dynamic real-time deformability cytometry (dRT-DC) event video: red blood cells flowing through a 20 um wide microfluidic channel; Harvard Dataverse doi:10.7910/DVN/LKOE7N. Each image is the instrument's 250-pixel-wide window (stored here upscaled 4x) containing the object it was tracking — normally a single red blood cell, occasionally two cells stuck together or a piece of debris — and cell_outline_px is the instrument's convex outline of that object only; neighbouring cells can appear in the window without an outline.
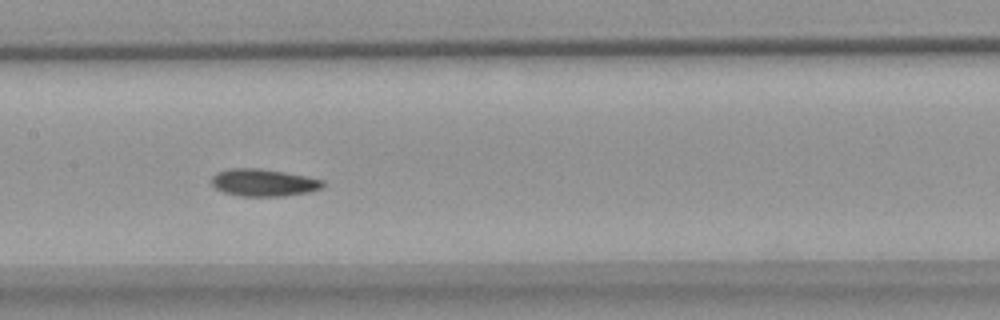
{"species": "common noctule bat (a hibernating species)", "species_latin": "Nyctalus noctula", "temperature_condition": "warm", "stored_images_in_passage": 20, "camera_frame_rate_fps": 3000, "um_per_image_px": 0.085, "animal": {"sex": "female", "body_mass_g": 18.4}, "frame": {"image": 1, "passage_image": 17, "time_ms": 5.333, "image_size_px": [1000, 320], "cell_outline_px": [[324, 184], [320, 188], [312, 192], [284, 196], [240, 196], [224, 192], [216, 188], [212, 184], [212, 176], [216, 172], [228, 168], [260, 168], [308, 176], [324, 180]], "centroid_in_image_um": [22.41, 15.51], "position_along_channel_um": 185.0, "area_um2": 17.86}}